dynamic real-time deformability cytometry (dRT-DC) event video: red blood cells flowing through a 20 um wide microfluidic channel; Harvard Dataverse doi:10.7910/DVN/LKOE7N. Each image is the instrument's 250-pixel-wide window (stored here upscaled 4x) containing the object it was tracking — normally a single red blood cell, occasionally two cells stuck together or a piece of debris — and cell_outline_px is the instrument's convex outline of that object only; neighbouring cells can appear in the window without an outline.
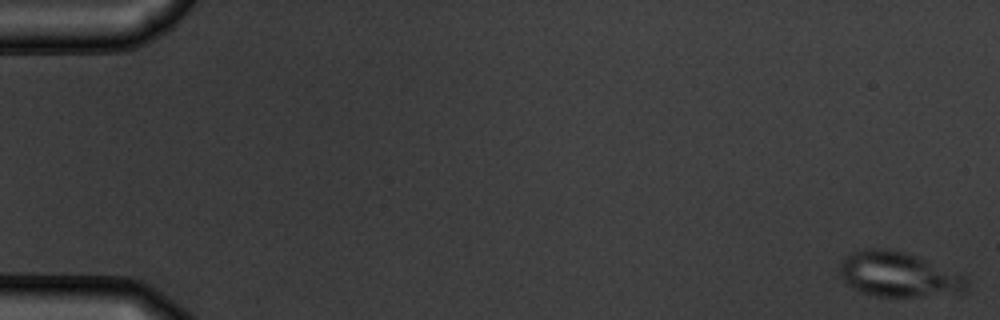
{"species": "common noctule bat (a hibernating species)", "species_latin": "Nyctalus noctula", "temperature_condition": "warm", "stored_images_in_passage": 16, "camera_frame_rate_fps": 3000, "um_per_image_px": 0.085, "animal": {"sex": "male", "body_mass_g": 19.5, "forearm_length_mm": 54.6}, "frame": {"image": 1, "passage_image": 1, "time_ms": 0.0, "image_size_px": [1000, 320], "cell_outline_px": [[968, 284], [964, 292], [916, 296], [876, 296], [860, 292], [852, 288], [840, 276], [840, 264], [852, 252], [868, 248], [884, 248], [904, 252], [916, 256], [964, 276], [968, 280]], "centroid_in_image_um": [76.34, 23.33], "position_along_channel_um": 8.7, "area_um2": 32.66}}